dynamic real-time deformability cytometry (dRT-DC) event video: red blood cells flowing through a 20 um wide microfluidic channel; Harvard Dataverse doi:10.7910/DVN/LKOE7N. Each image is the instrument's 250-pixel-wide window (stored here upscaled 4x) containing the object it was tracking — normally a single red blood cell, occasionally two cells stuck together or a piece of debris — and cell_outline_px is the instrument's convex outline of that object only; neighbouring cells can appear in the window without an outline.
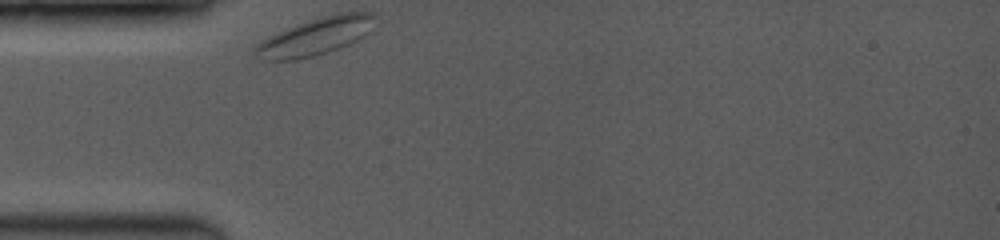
{"species": "common noctule bat (a hibernating species)", "species_latin": "Nyctalus noctula", "temperature_condition": "room temperature", "stored_images_in_passage": 41, "camera_frame_rate_fps": 3500, "um_per_image_px": 0.085, "animal": {"sex": "female", "body_mass_g": 19.0, "forearm_length_mm": 53.3}, "frame": {"image": 1, "passage_image": 1, "time_ms": 0.0, "image_size_px": [1000, 240], "cell_outline_px": [[376, 16], [372, 32], [348, 44], [328, 52], [296, 60], [264, 60], [256, 56], [252, 52], [252, 48], [256, 44], [268, 36], [276, 32], [324, 16], [340, 12], [376, 12]], "centroid_in_image_um": [26.83, 3.1], "position_along_channel_um": 58.2, "area_um2": 26.13}}
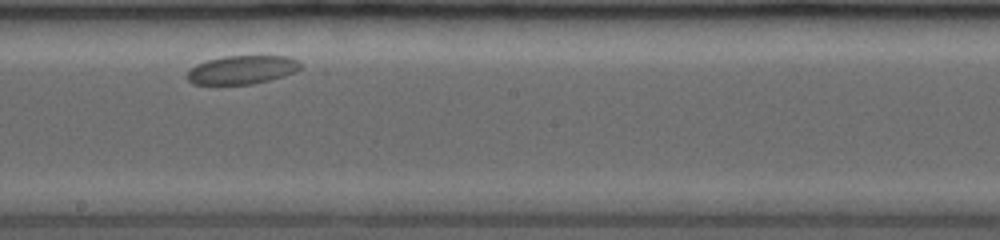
{"frame": {"image": 2, "passage_image": 21, "time_ms": 5.143, "image_size_px": [1000, 240], "cell_outline_px": [[300, 68], [296, 72], [268, 80], [252, 84], [216, 88], [192, 84], [184, 76], [188, 68], [196, 64], [208, 60], [224, 56], [288, 56], [296, 60], [300, 64]], "centroid_in_image_um": [20.42, 5.99], "position_along_channel_um": 227.8, "area_um2": 19.77}}
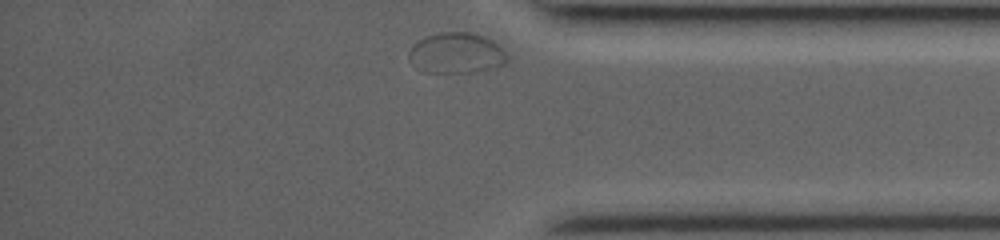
{"frame": {"image": 3, "passage_image": 41, "time_ms": 10.0, "image_size_px": [1000, 240], "cell_outline_px": [[508, 60], [504, 64], [472, 72], [424, 72], [408, 60], [408, 52], [424, 36], [440, 32], [468, 32], [484, 36], [500, 44], [504, 48], [508, 56]], "centroid_in_image_um": [38.82, 4.5], "position_along_channel_um": 396.4, "area_um2": 23.24}}